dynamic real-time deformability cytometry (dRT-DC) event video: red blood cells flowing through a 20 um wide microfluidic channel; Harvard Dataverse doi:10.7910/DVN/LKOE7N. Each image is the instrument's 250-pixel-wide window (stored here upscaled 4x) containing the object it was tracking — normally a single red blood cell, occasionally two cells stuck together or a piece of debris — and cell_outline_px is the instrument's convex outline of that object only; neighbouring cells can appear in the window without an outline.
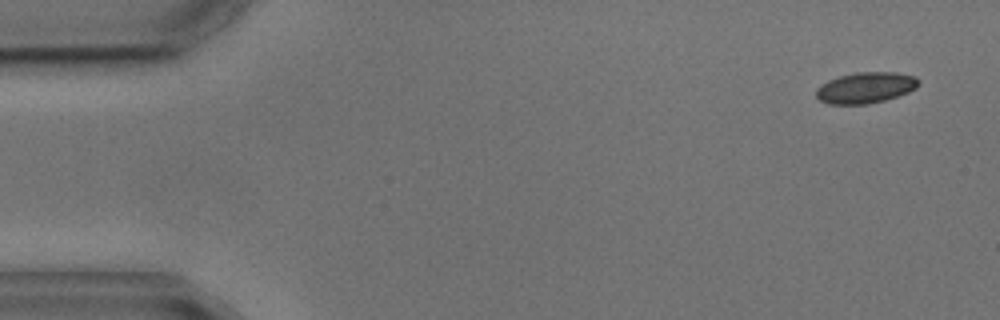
{"species": "common noctule bat (a hibernating species)", "species_latin": "Nyctalus noctula", "temperature_condition": "cold", "stored_images_in_passage": 6, "camera_frame_rate_fps": 3000, "um_per_image_px": 0.085, "animal": {"sex": "male", "body_mass_g": 17.9, "forearm_length_mm": 54.2}, "frame": {"image": 1, "passage_image": 1, "time_ms": 0.0, "image_size_px": [1000, 320], "cell_outline_px": [[920, 84], [916, 88], [908, 92], [884, 100], [868, 104], [828, 104], [820, 100], [816, 96], [816, 88], [820, 84], [828, 80], [840, 76], [856, 72], [896, 72], [916, 76], [920, 80]], "centroid_in_image_um": [73.58, 7.44], "position_along_channel_um": 11.4, "area_um2": 18.61}}
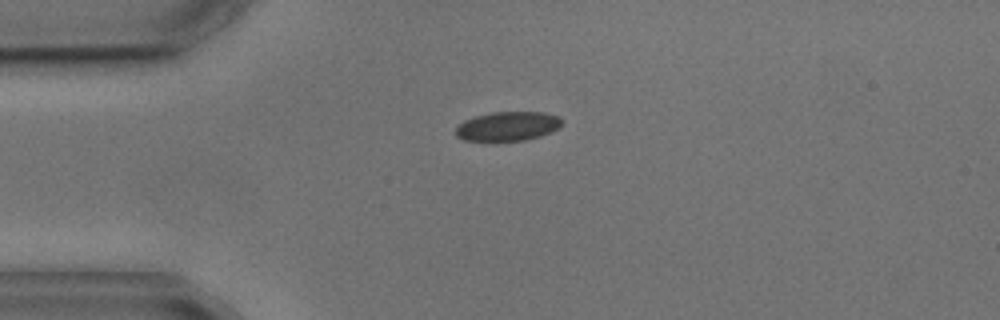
{"frame": {"image": 2, "passage_image": 4, "time_ms": 3.333, "image_size_px": [1000, 320], "cell_outline_px": [[560, 124], [552, 132], [540, 136], [524, 140], [464, 140], [456, 136], [456, 128], [464, 120], [476, 116], [492, 112], [544, 112], [560, 116]], "centroid_in_image_um": [43.16, 10.72], "position_along_channel_um": 41.8, "area_um2": 17.8}}